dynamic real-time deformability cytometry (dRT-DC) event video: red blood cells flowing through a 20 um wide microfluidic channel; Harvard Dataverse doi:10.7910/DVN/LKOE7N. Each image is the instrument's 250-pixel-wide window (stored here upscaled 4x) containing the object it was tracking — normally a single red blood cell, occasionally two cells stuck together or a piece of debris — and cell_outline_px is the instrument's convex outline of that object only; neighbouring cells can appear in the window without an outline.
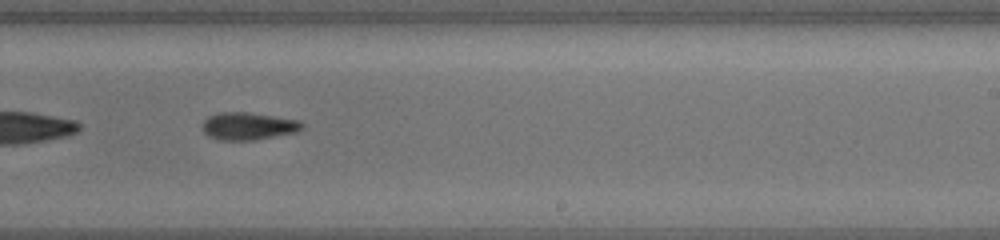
{"species": "common noctule bat (a hibernating species)", "species_latin": "Nyctalus noctula", "temperature_condition": "cold", "stored_images_in_passage": 56, "segment_of_instrument_passage": [2, 2], "camera_frame_rate_fps": 3000, "um_per_image_px": 0.085, "animal": {"sex": "female", "body_mass_g": 19.5, "forearm_length_mm": 54.1}, "frame": {"image": 1, "passage_image": 37, "time_ms": 12.0, "image_size_px": [1000, 240], "cell_outline_px": [[304, 128], [296, 132], [256, 140], [220, 140], [208, 136], [204, 132], [200, 124], [208, 116], [220, 112], [244, 112], [300, 120], [304, 124]], "centroid_in_image_um": [21.08, 10.72], "position_along_channel_um": 267.9, "area_um2": 16.07}}
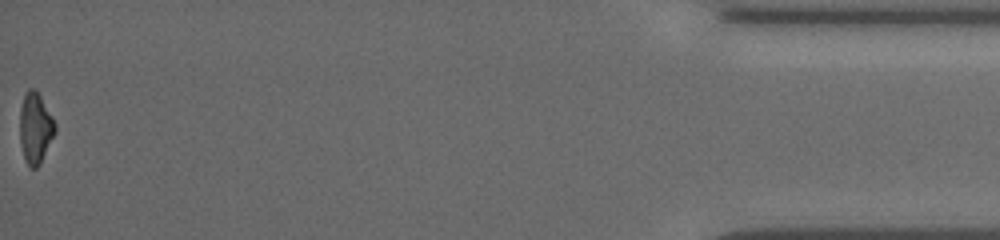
{"frame": {"image": 2, "passage_image": 56, "time_ms": 18.333, "image_size_px": [1000, 240], "cell_outline_px": [[56, 132], [40, 164], [36, 168], [32, 168], [24, 160], [20, 144], [20, 108], [24, 92], [28, 88], [36, 88], [52, 116], [56, 124]], "centroid_in_image_um": [3.0, 10.86], "position_along_channel_um": 432.2, "area_um2": 14.8}}